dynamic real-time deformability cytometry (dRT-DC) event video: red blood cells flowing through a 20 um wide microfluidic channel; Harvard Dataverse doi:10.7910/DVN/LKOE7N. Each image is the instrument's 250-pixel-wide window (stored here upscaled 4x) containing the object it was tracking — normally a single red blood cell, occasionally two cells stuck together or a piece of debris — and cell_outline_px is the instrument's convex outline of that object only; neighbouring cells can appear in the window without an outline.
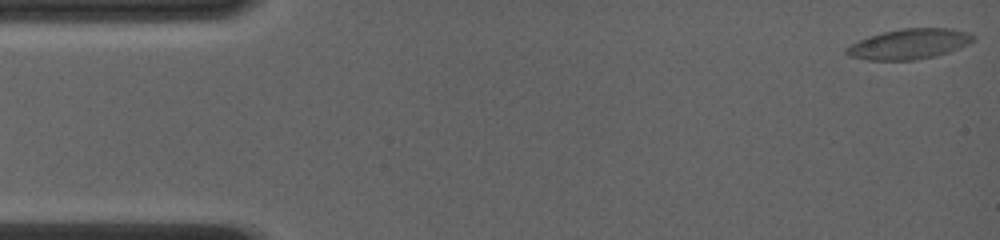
{"species": "common noctule bat (a hibernating species)", "species_latin": "Nyctalus noctula", "temperature_condition": "room temperature", "stored_images_in_passage": 47, "camera_frame_rate_fps": 4000, "um_per_image_px": 0.085, "animal": {"sex": "female", "body_mass_g": 19.0, "forearm_length_mm": 56.7}, "frame": {"image": 1, "passage_image": 1, "time_ms": 0.0, "image_size_px": [1000, 240], "cell_outline_px": [[976, 40], [960, 48], [936, 56], [912, 60], [868, 60], [848, 56], [844, 52], [844, 48], [860, 40], [884, 32], [900, 28], [952, 28], [968, 32], [976, 36]], "centroid_in_image_um": [77.32, 3.74], "position_along_channel_um": 7.7, "area_um2": 22.43}}
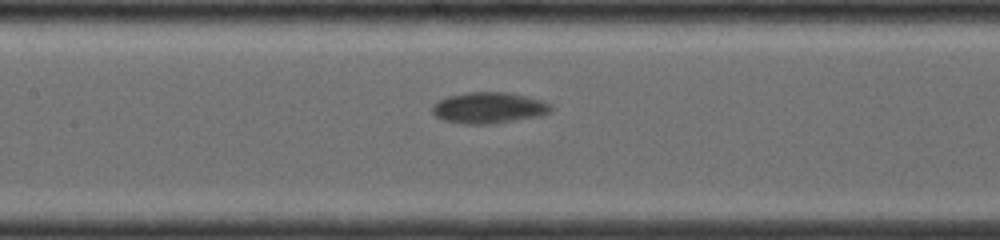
{"frame": {"image": 2, "passage_image": 21, "time_ms": 7.25, "image_size_px": [1000, 240], "cell_outline_px": [[552, 112], [540, 116], [492, 124], [464, 124], [444, 120], [436, 116], [432, 112], [432, 104], [448, 96], [468, 92], [512, 92], [528, 96], [552, 104]], "centroid_in_image_um": [41.58, 9.16], "position_along_channel_um": 165.8, "area_um2": 21.73}}
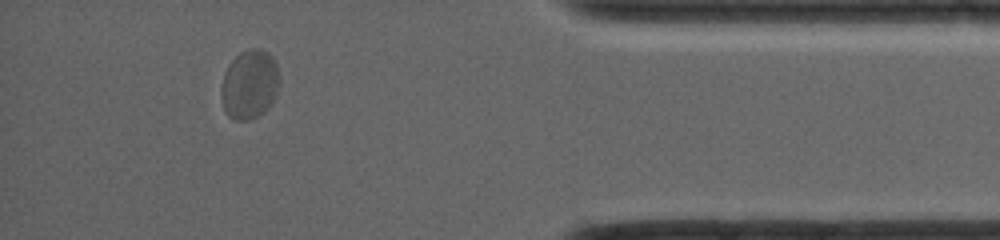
{"frame": {"image": 3, "passage_image": 41, "time_ms": 14.25, "image_size_px": [1000, 240], "cell_outline_px": [[280, 80], [276, 96], [268, 108], [260, 116], [248, 120], [232, 120], [224, 112], [220, 96], [220, 88], [224, 72], [228, 64], [240, 52], [248, 48], [260, 48], [268, 52], [272, 56], [276, 64], [280, 76]], "centroid_in_image_um": [21.2, 7.18], "position_along_channel_um": 414.0, "area_um2": 24.16}, "authors_computed_cell_mechanics": {"area_um2": 21.964, "velocity_mm_per_s": 3.9004, "shape_relaxation_time_tau1_ms": 1.9621, "shape_relaxation_time_tau2_ms": null, "deformation_change_tau1": 0.1002, "deformation_change_tau2": null}}